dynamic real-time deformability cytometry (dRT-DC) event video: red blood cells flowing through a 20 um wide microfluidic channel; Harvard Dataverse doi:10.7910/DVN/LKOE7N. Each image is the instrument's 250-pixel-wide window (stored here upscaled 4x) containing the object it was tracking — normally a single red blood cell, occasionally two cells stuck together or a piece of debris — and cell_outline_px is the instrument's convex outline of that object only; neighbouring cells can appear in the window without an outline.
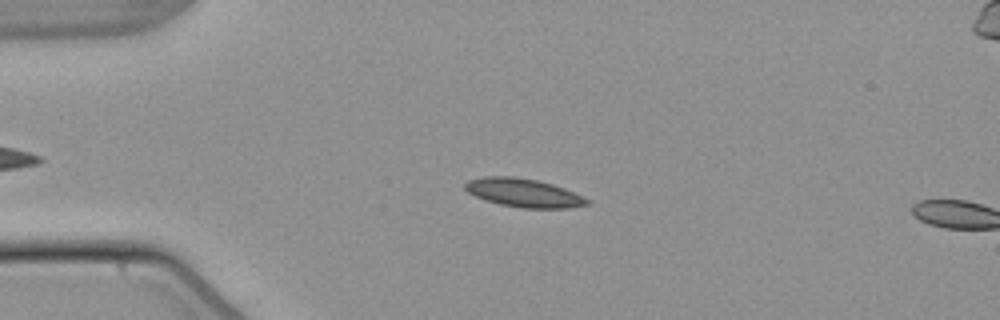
{"species": "common noctule bat (a hibernating species)", "species_latin": "Nyctalus noctula", "temperature_condition": "warm", "stored_images_in_passage": 16, "camera_frame_rate_fps": 3000, "um_per_image_px": 0.085, "animal": {"sex": "male", "body_mass_g": 21.5, "forearm_length_mm": 52.0}, "frame": {"image": 1, "passage_image": 14, "time_ms": 4.333, "image_size_px": [1000, 320], "cell_outline_px": [[592, 204], [568, 208], [520, 208], [500, 204], [484, 200], [468, 192], [464, 188], [464, 184], [468, 180], [484, 176], [512, 176], [536, 180], [552, 184], [564, 188], [592, 200]], "centroid_in_image_um": [44.53, 16.39], "position_along_channel_um": 40.5, "area_um2": 20.4}}